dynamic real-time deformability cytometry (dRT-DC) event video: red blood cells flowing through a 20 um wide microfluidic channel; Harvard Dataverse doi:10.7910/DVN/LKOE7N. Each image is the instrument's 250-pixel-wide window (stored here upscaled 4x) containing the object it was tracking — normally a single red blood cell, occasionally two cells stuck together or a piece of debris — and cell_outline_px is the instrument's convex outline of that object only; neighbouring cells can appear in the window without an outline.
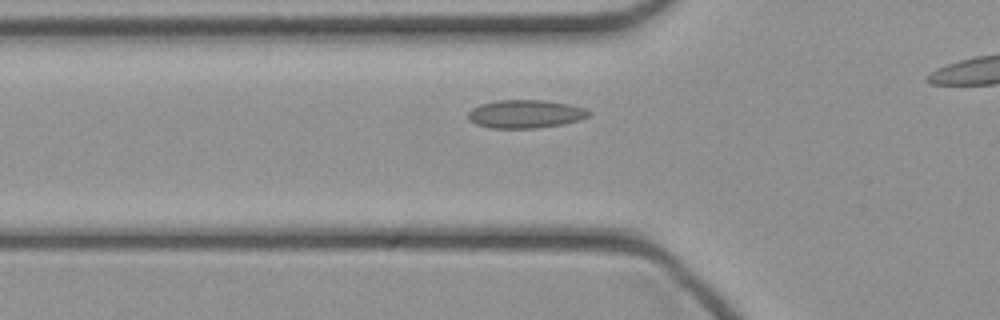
{"species": "common noctule bat (a hibernating species)", "species_latin": "Nyctalus noctula", "temperature_condition": "cold", "stored_images_in_passage": 31, "camera_frame_rate_fps": 3000, "um_per_image_px": 0.085, "animal": {"sex": "female", "body_mass_g": 21.9}, "frame": {"image": 1, "passage_image": 9, "time_ms": 2.667, "image_size_px": [1000, 320], "cell_outline_px": [[592, 112], [588, 116], [580, 120], [564, 124], [536, 128], [492, 128], [476, 124], [468, 120], [468, 112], [472, 108], [480, 104], [496, 100], [544, 100], [568, 104], [584, 108]], "centroid_in_image_um": [44.65, 9.69], "position_along_channel_um": 81.2, "area_um2": 19.94}}
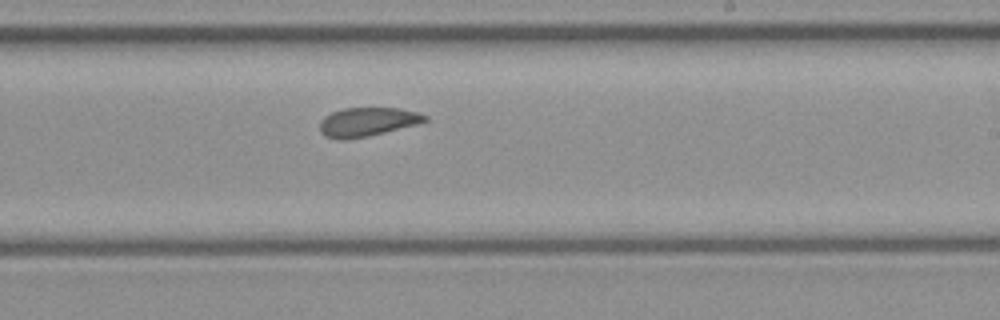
{"frame": {"image": 2, "passage_image": 21, "time_ms": 6.667, "image_size_px": [1000, 320], "cell_outline_px": [[428, 120], [420, 124], [368, 136], [344, 140], [340, 140], [324, 136], [320, 132], [320, 120], [324, 116], [332, 112], [344, 108], [400, 108], [416, 112], [428, 116]], "centroid_in_image_um": [31.23, 10.37], "position_along_channel_um": 257.8, "area_um2": 17.86}}
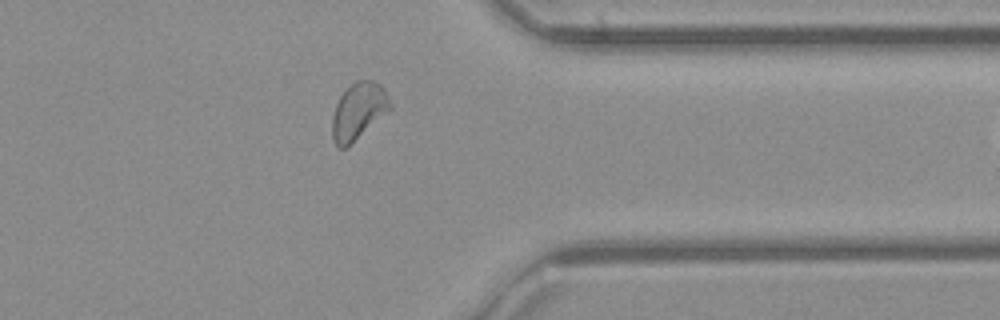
{"frame": {"image": 3, "passage_image": 30, "time_ms": 9.667, "image_size_px": [1000, 320], "cell_outline_px": [[392, 108], [344, 148], [340, 148], [332, 140], [332, 116], [336, 104], [340, 96], [356, 80], [372, 80], [380, 84], [384, 88], [392, 104]], "centroid_in_image_um": [30.47, 9.41], "position_along_channel_um": 380.9, "area_um2": 18.73}}